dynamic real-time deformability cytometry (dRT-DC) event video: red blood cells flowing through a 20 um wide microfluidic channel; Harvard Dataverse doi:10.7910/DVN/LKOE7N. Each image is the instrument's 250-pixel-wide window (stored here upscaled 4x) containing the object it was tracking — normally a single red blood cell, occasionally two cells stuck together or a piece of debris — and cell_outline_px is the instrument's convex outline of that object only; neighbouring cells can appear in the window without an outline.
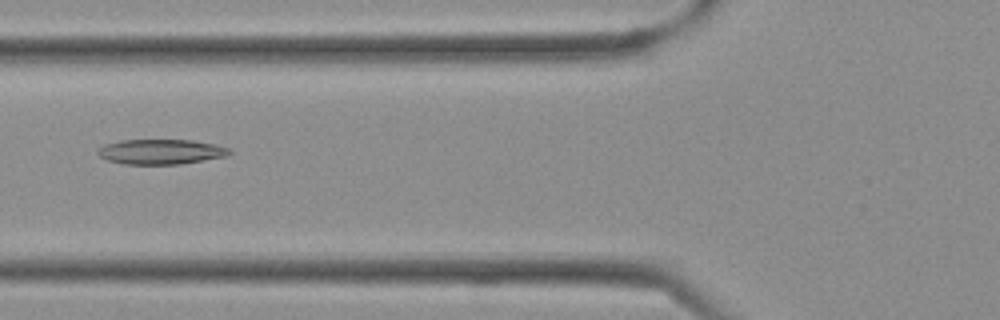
{"species": "Egyptian fruit bat (a non-hibernating species)", "species_latin": "Rousettus aegyptiacus", "temperature_condition": "cold", "stored_images_in_passage": 35, "camera_frame_rate_fps": 3000, "um_per_image_px": 0.085, "frame": {"image": 1, "passage_image": 12, "time_ms": 3.667, "image_size_px": [1000, 320], "cell_outline_px": [[232, 152], [228, 156], [180, 164], [124, 164], [108, 160], [100, 156], [96, 152], [104, 144], [120, 140], [192, 140], [216, 144], [228, 148]], "centroid_in_image_um": [13.69, 12.89], "position_along_channel_um": 112.1, "area_um2": 19.19}}
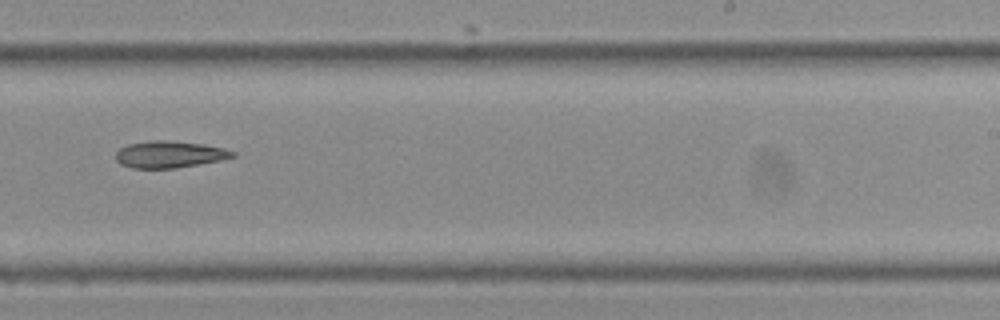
{"frame": {"image": 2, "passage_image": 21, "time_ms": 6.667, "image_size_px": [1000, 320], "cell_outline_px": [[236, 156], [220, 160], [176, 168], [132, 168], [120, 164], [116, 160], [116, 152], [120, 148], [128, 144], [152, 140], [168, 140], [204, 144], [224, 148], [236, 152]], "centroid_in_image_um": [14.4, 13.12], "position_along_channel_um": 274.6, "area_um2": 18.26}}
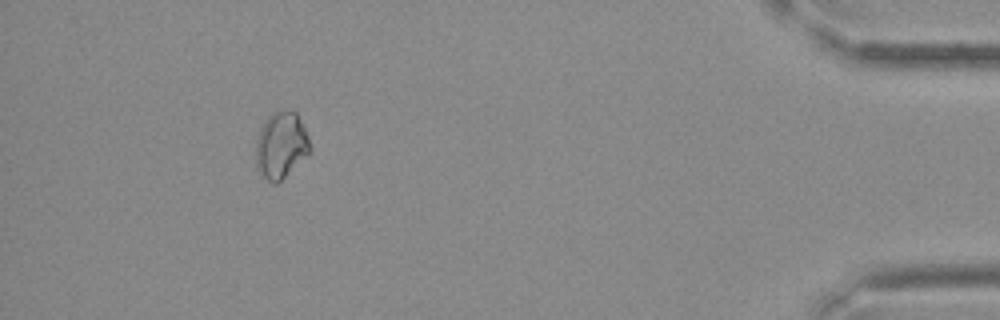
{"frame": {"image": 3, "passage_image": 32, "time_ms": 10.333, "image_size_px": [1000, 320], "cell_outline_px": [[312, 152], [308, 156], [276, 184], [272, 184], [256, 168], [256, 140], [260, 128], [264, 120], [272, 112], [296, 112], [308, 136], [312, 148]], "centroid_in_image_um": [23.9, 12.37], "position_along_channel_um": 411.3, "area_um2": 20.98}}